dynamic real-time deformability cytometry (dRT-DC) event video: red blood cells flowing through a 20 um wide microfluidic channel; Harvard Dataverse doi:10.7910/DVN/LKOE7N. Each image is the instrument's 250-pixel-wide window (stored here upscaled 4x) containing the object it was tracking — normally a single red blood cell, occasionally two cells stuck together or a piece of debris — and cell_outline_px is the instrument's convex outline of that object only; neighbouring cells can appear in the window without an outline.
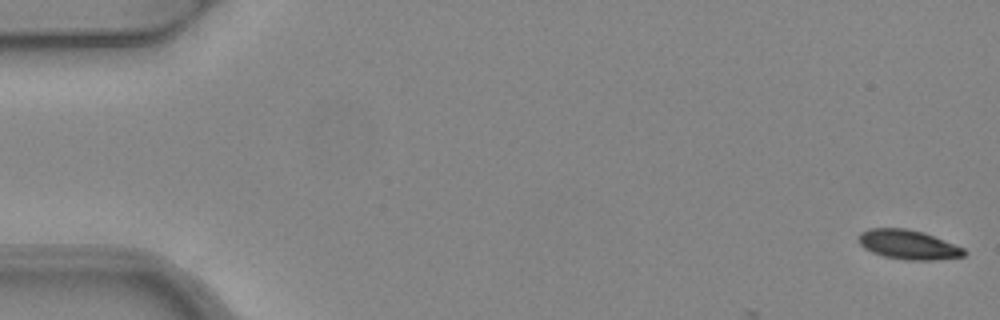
{"species": "common noctule bat (a hibernating species)", "species_latin": "Nyctalus noctula", "temperature_condition": "warm", "stored_images_in_passage": 4, "camera_frame_rate_fps": 3000, "um_per_image_px": 0.085, "animal": {"sex": "female", "body_mass_g": 24.6, "forearm_length_mm": 56.2}, "frame": {"image": 1, "passage_image": 1, "time_ms": 0.0, "image_size_px": [1000, 320], "cell_outline_px": [[968, 252], [964, 256], [932, 260], [908, 260], [884, 256], [872, 252], [864, 248], [860, 244], [860, 232], [868, 228], [904, 228], [924, 232], [964, 248]], "centroid_in_image_um": [77.22, 20.79], "position_along_channel_um": 7.8, "area_um2": 17.98}}